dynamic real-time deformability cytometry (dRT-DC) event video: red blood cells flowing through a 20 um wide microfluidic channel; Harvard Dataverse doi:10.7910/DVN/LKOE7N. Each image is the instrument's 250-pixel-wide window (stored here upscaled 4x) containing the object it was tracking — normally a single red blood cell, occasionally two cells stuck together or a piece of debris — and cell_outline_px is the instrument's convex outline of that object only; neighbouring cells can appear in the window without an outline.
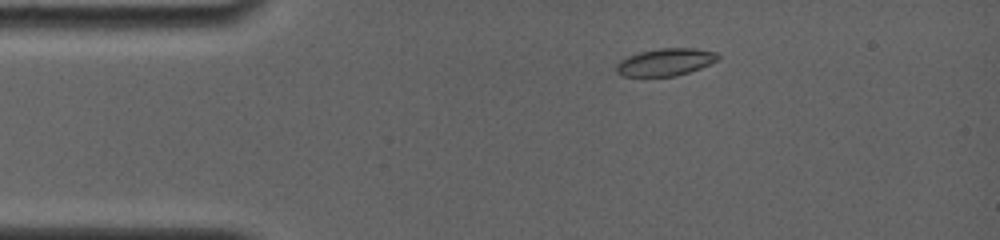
{"species": "common noctule bat (a hibernating species)", "species_latin": "Nyctalus noctula", "temperature_condition": "room temperature", "stored_images_in_passage": 7, "camera_frame_rate_fps": 4000, "um_per_image_px": 0.085, "animal": {"sex": "female", "body_mass_g": 19.0, "forearm_length_mm": 56.7}, "frame": {"image": 1, "passage_image": 3, "time_ms": 1.5, "image_size_px": [1000, 240], "cell_outline_px": [[720, 56], [716, 60], [700, 68], [676, 76], [624, 76], [616, 72], [616, 64], [620, 60], [628, 56], [640, 52], [660, 48], [692, 48], [716, 52]], "centroid_in_image_um": [56.53, 5.27], "position_along_channel_um": 28.5, "area_um2": 16.01}}
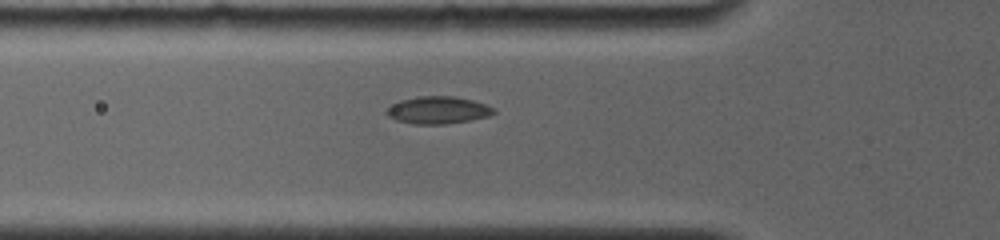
{"frame": {"image": 2, "passage_image": 7, "time_ms": 4.25, "image_size_px": [1000, 240], "cell_outline_px": [[496, 112], [488, 116], [468, 120], [444, 124], [412, 124], [396, 120], [388, 116], [384, 112], [392, 104], [400, 100], [420, 96], [452, 96], [472, 100], [496, 108]], "centroid_in_image_um": [37.2, 9.36], "position_along_channel_um": 88.6, "area_um2": 16.99}}